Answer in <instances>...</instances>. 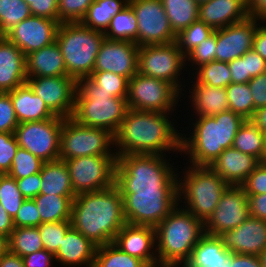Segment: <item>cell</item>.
<instances>
[{
	"instance_id": "obj_1",
	"label": "cell",
	"mask_w": 266,
	"mask_h": 267,
	"mask_svg": "<svg viewBox=\"0 0 266 267\" xmlns=\"http://www.w3.org/2000/svg\"><path fill=\"white\" fill-rule=\"evenodd\" d=\"M171 116L177 117L174 113L128 109L114 135L116 156L181 154L182 130H178L177 120Z\"/></svg>"
},
{
	"instance_id": "obj_6",
	"label": "cell",
	"mask_w": 266,
	"mask_h": 267,
	"mask_svg": "<svg viewBox=\"0 0 266 267\" xmlns=\"http://www.w3.org/2000/svg\"><path fill=\"white\" fill-rule=\"evenodd\" d=\"M182 163L183 169L177 167L182 170L177 171L179 205L205 223L229 185L209 166Z\"/></svg>"
},
{
	"instance_id": "obj_66",
	"label": "cell",
	"mask_w": 266,
	"mask_h": 267,
	"mask_svg": "<svg viewBox=\"0 0 266 267\" xmlns=\"http://www.w3.org/2000/svg\"><path fill=\"white\" fill-rule=\"evenodd\" d=\"M9 251V237L0 234V258Z\"/></svg>"
},
{
	"instance_id": "obj_68",
	"label": "cell",
	"mask_w": 266,
	"mask_h": 267,
	"mask_svg": "<svg viewBox=\"0 0 266 267\" xmlns=\"http://www.w3.org/2000/svg\"><path fill=\"white\" fill-rule=\"evenodd\" d=\"M261 163H265L266 164V142H265V151H264Z\"/></svg>"
},
{
	"instance_id": "obj_29",
	"label": "cell",
	"mask_w": 266,
	"mask_h": 267,
	"mask_svg": "<svg viewBox=\"0 0 266 267\" xmlns=\"http://www.w3.org/2000/svg\"><path fill=\"white\" fill-rule=\"evenodd\" d=\"M26 75L27 78L67 75L61 49L56 41L26 56Z\"/></svg>"
},
{
	"instance_id": "obj_42",
	"label": "cell",
	"mask_w": 266,
	"mask_h": 267,
	"mask_svg": "<svg viewBox=\"0 0 266 267\" xmlns=\"http://www.w3.org/2000/svg\"><path fill=\"white\" fill-rule=\"evenodd\" d=\"M214 29L206 25L201 20L194 21L188 28L176 35V43L178 48L186 57L193 49H195L202 41L206 40L214 33Z\"/></svg>"
},
{
	"instance_id": "obj_47",
	"label": "cell",
	"mask_w": 266,
	"mask_h": 267,
	"mask_svg": "<svg viewBox=\"0 0 266 267\" xmlns=\"http://www.w3.org/2000/svg\"><path fill=\"white\" fill-rule=\"evenodd\" d=\"M70 227V220L40 224L38 229L44 249L55 254L61 245L62 239L65 237L66 231Z\"/></svg>"
},
{
	"instance_id": "obj_10",
	"label": "cell",
	"mask_w": 266,
	"mask_h": 267,
	"mask_svg": "<svg viewBox=\"0 0 266 267\" xmlns=\"http://www.w3.org/2000/svg\"><path fill=\"white\" fill-rule=\"evenodd\" d=\"M185 69L186 57L176 42L139 47L138 73L164 80L172 84L181 94L183 91L188 92L184 86L187 84L185 80H188V77H186L187 79L183 78L188 74L184 73Z\"/></svg>"
},
{
	"instance_id": "obj_63",
	"label": "cell",
	"mask_w": 266,
	"mask_h": 267,
	"mask_svg": "<svg viewBox=\"0 0 266 267\" xmlns=\"http://www.w3.org/2000/svg\"><path fill=\"white\" fill-rule=\"evenodd\" d=\"M14 230L13 219L9 216L4 207L0 204V234L10 237Z\"/></svg>"
},
{
	"instance_id": "obj_28",
	"label": "cell",
	"mask_w": 266,
	"mask_h": 267,
	"mask_svg": "<svg viewBox=\"0 0 266 267\" xmlns=\"http://www.w3.org/2000/svg\"><path fill=\"white\" fill-rule=\"evenodd\" d=\"M231 263L232 252L224 247L221 239L205 233L182 267H231Z\"/></svg>"
},
{
	"instance_id": "obj_46",
	"label": "cell",
	"mask_w": 266,
	"mask_h": 267,
	"mask_svg": "<svg viewBox=\"0 0 266 267\" xmlns=\"http://www.w3.org/2000/svg\"><path fill=\"white\" fill-rule=\"evenodd\" d=\"M216 45L215 30L210 37L202 41L186 56V72L188 73V76H190V73L192 74L198 67L216 60ZM187 67L190 68L188 69Z\"/></svg>"
},
{
	"instance_id": "obj_38",
	"label": "cell",
	"mask_w": 266,
	"mask_h": 267,
	"mask_svg": "<svg viewBox=\"0 0 266 267\" xmlns=\"http://www.w3.org/2000/svg\"><path fill=\"white\" fill-rule=\"evenodd\" d=\"M44 249L38 227L14 228L9 237V251L20 257Z\"/></svg>"
},
{
	"instance_id": "obj_69",
	"label": "cell",
	"mask_w": 266,
	"mask_h": 267,
	"mask_svg": "<svg viewBox=\"0 0 266 267\" xmlns=\"http://www.w3.org/2000/svg\"><path fill=\"white\" fill-rule=\"evenodd\" d=\"M198 4L209 1V0H195Z\"/></svg>"
},
{
	"instance_id": "obj_50",
	"label": "cell",
	"mask_w": 266,
	"mask_h": 267,
	"mask_svg": "<svg viewBox=\"0 0 266 267\" xmlns=\"http://www.w3.org/2000/svg\"><path fill=\"white\" fill-rule=\"evenodd\" d=\"M14 228L38 227L41 224V217L34 199H25L13 219Z\"/></svg>"
},
{
	"instance_id": "obj_16",
	"label": "cell",
	"mask_w": 266,
	"mask_h": 267,
	"mask_svg": "<svg viewBox=\"0 0 266 267\" xmlns=\"http://www.w3.org/2000/svg\"><path fill=\"white\" fill-rule=\"evenodd\" d=\"M247 194L241 186H229L222 194L216 209L204 223L206 234L218 236L235 229L250 217Z\"/></svg>"
},
{
	"instance_id": "obj_53",
	"label": "cell",
	"mask_w": 266,
	"mask_h": 267,
	"mask_svg": "<svg viewBox=\"0 0 266 267\" xmlns=\"http://www.w3.org/2000/svg\"><path fill=\"white\" fill-rule=\"evenodd\" d=\"M34 16L46 17L58 21L57 0H24Z\"/></svg>"
},
{
	"instance_id": "obj_64",
	"label": "cell",
	"mask_w": 266,
	"mask_h": 267,
	"mask_svg": "<svg viewBox=\"0 0 266 267\" xmlns=\"http://www.w3.org/2000/svg\"><path fill=\"white\" fill-rule=\"evenodd\" d=\"M0 267H24L22 257L8 251L0 258Z\"/></svg>"
},
{
	"instance_id": "obj_7",
	"label": "cell",
	"mask_w": 266,
	"mask_h": 267,
	"mask_svg": "<svg viewBox=\"0 0 266 267\" xmlns=\"http://www.w3.org/2000/svg\"><path fill=\"white\" fill-rule=\"evenodd\" d=\"M127 99L99 90L89 77L77 81L72 118L82 125L118 132L128 110Z\"/></svg>"
},
{
	"instance_id": "obj_43",
	"label": "cell",
	"mask_w": 266,
	"mask_h": 267,
	"mask_svg": "<svg viewBox=\"0 0 266 267\" xmlns=\"http://www.w3.org/2000/svg\"><path fill=\"white\" fill-rule=\"evenodd\" d=\"M25 198L20 192L16 179L0 174V204L14 219Z\"/></svg>"
},
{
	"instance_id": "obj_54",
	"label": "cell",
	"mask_w": 266,
	"mask_h": 267,
	"mask_svg": "<svg viewBox=\"0 0 266 267\" xmlns=\"http://www.w3.org/2000/svg\"><path fill=\"white\" fill-rule=\"evenodd\" d=\"M248 85L252 93L255 113L257 108L266 106V72L252 77Z\"/></svg>"
},
{
	"instance_id": "obj_45",
	"label": "cell",
	"mask_w": 266,
	"mask_h": 267,
	"mask_svg": "<svg viewBox=\"0 0 266 267\" xmlns=\"http://www.w3.org/2000/svg\"><path fill=\"white\" fill-rule=\"evenodd\" d=\"M43 163L44 162L40 158L19 147L15 156L13 157L12 166L7 175L14 179L25 178L27 176L39 173Z\"/></svg>"
},
{
	"instance_id": "obj_19",
	"label": "cell",
	"mask_w": 266,
	"mask_h": 267,
	"mask_svg": "<svg viewBox=\"0 0 266 267\" xmlns=\"http://www.w3.org/2000/svg\"><path fill=\"white\" fill-rule=\"evenodd\" d=\"M138 50L134 42L104 38L93 71H109L130 80L138 72Z\"/></svg>"
},
{
	"instance_id": "obj_32",
	"label": "cell",
	"mask_w": 266,
	"mask_h": 267,
	"mask_svg": "<svg viewBox=\"0 0 266 267\" xmlns=\"http://www.w3.org/2000/svg\"><path fill=\"white\" fill-rule=\"evenodd\" d=\"M76 195L39 194L34 197L41 224L71 219L72 201Z\"/></svg>"
},
{
	"instance_id": "obj_36",
	"label": "cell",
	"mask_w": 266,
	"mask_h": 267,
	"mask_svg": "<svg viewBox=\"0 0 266 267\" xmlns=\"http://www.w3.org/2000/svg\"><path fill=\"white\" fill-rule=\"evenodd\" d=\"M135 12L128 4L111 19L110 25L104 33L110 40H126L137 44L138 24Z\"/></svg>"
},
{
	"instance_id": "obj_12",
	"label": "cell",
	"mask_w": 266,
	"mask_h": 267,
	"mask_svg": "<svg viewBox=\"0 0 266 267\" xmlns=\"http://www.w3.org/2000/svg\"><path fill=\"white\" fill-rule=\"evenodd\" d=\"M181 97L172 84L138 72L128 82L126 99L129 109L178 114L175 110L181 106L178 105Z\"/></svg>"
},
{
	"instance_id": "obj_44",
	"label": "cell",
	"mask_w": 266,
	"mask_h": 267,
	"mask_svg": "<svg viewBox=\"0 0 266 267\" xmlns=\"http://www.w3.org/2000/svg\"><path fill=\"white\" fill-rule=\"evenodd\" d=\"M89 78L100 91L111 93L113 97L127 98L129 80L126 77L109 71H93Z\"/></svg>"
},
{
	"instance_id": "obj_33",
	"label": "cell",
	"mask_w": 266,
	"mask_h": 267,
	"mask_svg": "<svg viewBox=\"0 0 266 267\" xmlns=\"http://www.w3.org/2000/svg\"><path fill=\"white\" fill-rule=\"evenodd\" d=\"M129 0H93L81 23L86 27L105 33L111 19L128 5Z\"/></svg>"
},
{
	"instance_id": "obj_30",
	"label": "cell",
	"mask_w": 266,
	"mask_h": 267,
	"mask_svg": "<svg viewBox=\"0 0 266 267\" xmlns=\"http://www.w3.org/2000/svg\"><path fill=\"white\" fill-rule=\"evenodd\" d=\"M8 93L19 124L28 121H43L56 116L27 83Z\"/></svg>"
},
{
	"instance_id": "obj_20",
	"label": "cell",
	"mask_w": 266,
	"mask_h": 267,
	"mask_svg": "<svg viewBox=\"0 0 266 267\" xmlns=\"http://www.w3.org/2000/svg\"><path fill=\"white\" fill-rule=\"evenodd\" d=\"M262 19H247L216 29V60L230 62L253 48L254 34Z\"/></svg>"
},
{
	"instance_id": "obj_24",
	"label": "cell",
	"mask_w": 266,
	"mask_h": 267,
	"mask_svg": "<svg viewBox=\"0 0 266 267\" xmlns=\"http://www.w3.org/2000/svg\"><path fill=\"white\" fill-rule=\"evenodd\" d=\"M97 245L74 227H70L54 254L61 267H93Z\"/></svg>"
},
{
	"instance_id": "obj_67",
	"label": "cell",
	"mask_w": 266,
	"mask_h": 267,
	"mask_svg": "<svg viewBox=\"0 0 266 267\" xmlns=\"http://www.w3.org/2000/svg\"><path fill=\"white\" fill-rule=\"evenodd\" d=\"M261 266L266 267V248L259 254Z\"/></svg>"
},
{
	"instance_id": "obj_56",
	"label": "cell",
	"mask_w": 266,
	"mask_h": 267,
	"mask_svg": "<svg viewBox=\"0 0 266 267\" xmlns=\"http://www.w3.org/2000/svg\"><path fill=\"white\" fill-rule=\"evenodd\" d=\"M24 267H53L55 261L54 254L45 249L33 252L22 257Z\"/></svg>"
},
{
	"instance_id": "obj_35",
	"label": "cell",
	"mask_w": 266,
	"mask_h": 267,
	"mask_svg": "<svg viewBox=\"0 0 266 267\" xmlns=\"http://www.w3.org/2000/svg\"><path fill=\"white\" fill-rule=\"evenodd\" d=\"M266 134L251 120H245L235 135L232 147L256 157L260 162L265 151Z\"/></svg>"
},
{
	"instance_id": "obj_57",
	"label": "cell",
	"mask_w": 266,
	"mask_h": 267,
	"mask_svg": "<svg viewBox=\"0 0 266 267\" xmlns=\"http://www.w3.org/2000/svg\"><path fill=\"white\" fill-rule=\"evenodd\" d=\"M232 83H248L251 76L247 73L246 58L242 55L228 62Z\"/></svg>"
},
{
	"instance_id": "obj_55",
	"label": "cell",
	"mask_w": 266,
	"mask_h": 267,
	"mask_svg": "<svg viewBox=\"0 0 266 267\" xmlns=\"http://www.w3.org/2000/svg\"><path fill=\"white\" fill-rule=\"evenodd\" d=\"M18 188L25 199H33L40 194L41 171L22 179H16Z\"/></svg>"
},
{
	"instance_id": "obj_25",
	"label": "cell",
	"mask_w": 266,
	"mask_h": 267,
	"mask_svg": "<svg viewBox=\"0 0 266 267\" xmlns=\"http://www.w3.org/2000/svg\"><path fill=\"white\" fill-rule=\"evenodd\" d=\"M187 84L185 85L189 90L190 95L187 97V93L182 94L186 96L185 98L189 99L190 109L187 107L186 112L189 110L191 116H213L221 112H226L229 110L227 92L225 88L221 87H210L206 84L197 83L195 80L191 81L190 76ZM193 83L190 84L189 83ZM189 86V88H188ZM191 86V87H190ZM193 86V87H192Z\"/></svg>"
},
{
	"instance_id": "obj_26",
	"label": "cell",
	"mask_w": 266,
	"mask_h": 267,
	"mask_svg": "<svg viewBox=\"0 0 266 267\" xmlns=\"http://www.w3.org/2000/svg\"><path fill=\"white\" fill-rule=\"evenodd\" d=\"M248 0H209L199 4L198 19L214 30L249 17Z\"/></svg>"
},
{
	"instance_id": "obj_11",
	"label": "cell",
	"mask_w": 266,
	"mask_h": 267,
	"mask_svg": "<svg viewBox=\"0 0 266 267\" xmlns=\"http://www.w3.org/2000/svg\"><path fill=\"white\" fill-rule=\"evenodd\" d=\"M127 224L156 227L179 204L178 189L121 193Z\"/></svg>"
},
{
	"instance_id": "obj_31",
	"label": "cell",
	"mask_w": 266,
	"mask_h": 267,
	"mask_svg": "<svg viewBox=\"0 0 266 267\" xmlns=\"http://www.w3.org/2000/svg\"><path fill=\"white\" fill-rule=\"evenodd\" d=\"M40 194L75 195L64 160L57 159L43 163Z\"/></svg>"
},
{
	"instance_id": "obj_22",
	"label": "cell",
	"mask_w": 266,
	"mask_h": 267,
	"mask_svg": "<svg viewBox=\"0 0 266 267\" xmlns=\"http://www.w3.org/2000/svg\"><path fill=\"white\" fill-rule=\"evenodd\" d=\"M113 244L130 256L143 260L149 267H158L155 227L125 224Z\"/></svg>"
},
{
	"instance_id": "obj_2",
	"label": "cell",
	"mask_w": 266,
	"mask_h": 267,
	"mask_svg": "<svg viewBox=\"0 0 266 267\" xmlns=\"http://www.w3.org/2000/svg\"><path fill=\"white\" fill-rule=\"evenodd\" d=\"M71 226L95 245L113 243L127 223L123 198L116 185L76 195L71 207Z\"/></svg>"
},
{
	"instance_id": "obj_18",
	"label": "cell",
	"mask_w": 266,
	"mask_h": 267,
	"mask_svg": "<svg viewBox=\"0 0 266 267\" xmlns=\"http://www.w3.org/2000/svg\"><path fill=\"white\" fill-rule=\"evenodd\" d=\"M60 22L31 15L14 26L5 37L25 56L56 41Z\"/></svg>"
},
{
	"instance_id": "obj_17",
	"label": "cell",
	"mask_w": 266,
	"mask_h": 267,
	"mask_svg": "<svg viewBox=\"0 0 266 267\" xmlns=\"http://www.w3.org/2000/svg\"><path fill=\"white\" fill-rule=\"evenodd\" d=\"M26 83L56 116L72 117L77 89V82L72 77H28Z\"/></svg>"
},
{
	"instance_id": "obj_37",
	"label": "cell",
	"mask_w": 266,
	"mask_h": 267,
	"mask_svg": "<svg viewBox=\"0 0 266 267\" xmlns=\"http://www.w3.org/2000/svg\"><path fill=\"white\" fill-rule=\"evenodd\" d=\"M93 267H149L143 260L121 251L113 243L97 246Z\"/></svg>"
},
{
	"instance_id": "obj_40",
	"label": "cell",
	"mask_w": 266,
	"mask_h": 267,
	"mask_svg": "<svg viewBox=\"0 0 266 267\" xmlns=\"http://www.w3.org/2000/svg\"><path fill=\"white\" fill-rule=\"evenodd\" d=\"M229 110L251 120L254 116V104L248 83H230L226 88Z\"/></svg>"
},
{
	"instance_id": "obj_52",
	"label": "cell",
	"mask_w": 266,
	"mask_h": 267,
	"mask_svg": "<svg viewBox=\"0 0 266 267\" xmlns=\"http://www.w3.org/2000/svg\"><path fill=\"white\" fill-rule=\"evenodd\" d=\"M241 187L245 190L247 195L266 193V164L260 162L247 176Z\"/></svg>"
},
{
	"instance_id": "obj_14",
	"label": "cell",
	"mask_w": 266,
	"mask_h": 267,
	"mask_svg": "<svg viewBox=\"0 0 266 267\" xmlns=\"http://www.w3.org/2000/svg\"><path fill=\"white\" fill-rule=\"evenodd\" d=\"M63 120V117L54 116L43 121L18 124L14 134L19 147L31 152L43 162L59 159Z\"/></svg>"
},
{
	"instance_id": "obj_27",
	"label": "cell",
	"mask_w": 266,
	"mask_h": 267,
	"mask_svg": "<svg viewBox=\"0 0 266 267\" xmlns=\"http://www.w3.org/2000/svg\"><path fill=\"white\" fill-rule=\"evenodd\" d=\"M26 56L5 36L0 37V92L8 93L25 84Z\"/></svg>"
},
{
	"instance_id": "obj_34",
	"label": "cell",
	"mask_w": 266,
	"mask_h": 267,
	"mask_svg": "<svg viewBox=\"0 0 266 267\" xmlns=\"http://www.w3.org/2000/svg\"><path fill=\"white\" fill-rule=\"evenodd\" d=\"M175 35L198 20L199 4L195 0H161Z\"/></svg>"
},
{
	"instance_id": "obj_62",
	"label": "cell",
	"mask_w": 266,
	"mask_h": 267,
	"mask_svg": "<svg viewBox=\"0 0 266 267\" xmlns=\"http://www.w3.org/2000/svg\"><path fill=\"white\" fill-rule=\"evenodd\" d=\"M248 12L251 17L266 20V0H248Z\"/></svg>"
},
{
	"instance_id": "obj_23",
	"label": "cell",
	"mask_w": 266,
	"mask_h": 267,
	"mask_svg": "<svg viewBox=\"0 0 266 267\" xmlns=\"http://www.w3.org/2000/svg\"><path fill=\"white\" fill-rule=\"evenodd\" d=\"M259 163L256 157L229 147L209 167L229 186H241Z\"/></svg>"
},
{
	"instance_id": "obj_41",
	"label": "cell",
	"mask_w": 266,
	"mask_h": 267,
	"mask_svg": "<svg viewBox=\"0 0 266 267\" xmlns=\"http://www.w3.org/2000/svg\"><path fill=\"white\" fill-rule=\"evenodd\" d=\"M31 15L29 5L24 0H0V36H5Z\"/></svg>"
},
{
	"instance_id": "obj_60",
	"label": "cell",
	"mask_w": 266,
	"mask_h": 267,
	"mask_svg": "<svg viewBox=\"0 0 266 267\" xmlns=\"http://www.w3.org/2000/svg\"><path fill=\"white\" fill-rule=\"evenodd\" d=\"M252 49L266 60V20H262L257 26Z\"/></svg>"
},
{
	"instance_id": "obj_65",
	"label": "cell",
	"mask_w": 266,
	"mask_h": 267,
	"mask_svg": "<svg viewBox=\"0 0 266 267\" xmlns=\"http://www.w3.org/2000/svg\"><path fill=\"white\" fill-rule=\"evenodd\" d=\"M251 121L266 134V106L257 108Z\"/></svg>"
},
{
	"instance_id": "obj_48",
	"label": "cell",
	"mask_w": 266,
	"mask_h": 267,
	"mask_svg": "<svg viewBox=\"0 0 266 267\" xmlns=\"http://www.w3.org/2000/svg\"><path fill=\"white\" fill-rule=\"evenodd\" d=\"M60 23L81 22L93 0H57Z\"/></svg>"
},
{
	"instance_id": "obj_59",
	"label": "cell",
	"mask_w": 266,
	"mask_h": 267,
	"mask_svg": "<svg viewBox=\"0 0 266 267\" xmlns=\"http://www.w3.org/2000/svg\"><path fill=\"white\" fill-rule=\"evenodd\" d=\"M251 217L266 221V193L247 195Z\"/></svg>"
},
{
	"instance_id": "obj_13",
	"label": "cell",
	"mask_w": 266,
	"mask_h": 267,
	"mask_svg": "<svg viewBox=\"0 0 266 267\" xmlns=\"http://www.w3.org/2000/svg\"><path fill=\"white\" fill-rule=\"evenodd\" d=\"M117 156H84L65 160L75 195L115 185Z\"/></svg>"
},
{
	"instance_id": "obj_61",
	"label": "cell",
	"mask_w": 266,
	"mask_h": 267,
	"mask_svg": "<svg viewBox=\"0 0 266 267\" xmlns=\"http://www.w3.org/2000/svg\"><path fill=\"white\" fill-rule=\"evenodd\" d=\"M231 267H262L259 256L235 254L232 252Z\"/></svg>"
},
{
	"instance_id": "obj_49",
	"label": "cell",
	"mask_w": 266,
	"mask_h": 267,
	"mask_svg": "<svg viewBox=\"0 0 266 267\" xmlns=\"http://www.w3.org/2000/svg\"><path fill=\"white\" fill-rule=\"evenodd\" d=\"M19 145L14 133L0 132V174H7Z\"/></svg>"
},
{
	"instance_id": "obj_3",
	"label": "cell",
	"mask_w": 266,
	"mask_h": 267,
	"mask_svg": "<svg viewBox=\"0 0 266 267\" xmlns=\"http://www.w3.org/2000/svg\"><path fill=\"white\" fill-rule=\"evenodd\" d=\"M189 119V127L185 126L186 130L182 127L180 156L188 161L187 165L193 166H209L224 149L232 147L236 133L245 122L242 116L230 110Z\"/></svg>"
},
{
	"instance_id": "obj_58",
	"label": "cell",
	"mask_w": 266,
	"mask_h": 267,
	"mask_svg": "<svg viewBox=\"0 0 266 267\" xmlns=\"http://www.w3.org/2000/svg\"><path fill=\"white\" fill-rule=\"evenodd\" d=\"M243 56L246 58L247 73L251 77L266 72V60L254 49L249 50Z\"/></svg>"
},
{
	"instance_id": "obj_15",
	"label": "cell",
	"mask_w": 266,
	"mask_h": 267,
	"mask_svg": "<svg viewBox=\"0 0 266 267\" xmlns=\"http://www.w3.org/2000/svg\"><path fill=\"white\" fill-rule=\"evenodd\" d=\"M128 4L135 12L138 32L137 45L169 44L176 41L165 14L161 0H129Z\"/></svg>"
},
{
	"instance_id": "obj_8",
	"label": "cell",
	"mask_w": 266,
	"mask_h": 267,
	"mask_svg": "<svg viewBox=\"0 0 266 267\" xmlns=\"http://www.w3.org/2000/svg\"><path fill=\"white\" fill-rule=\"evenodd\" d=\"M104 33L92 30L81 22L61 23L56 42L61 49L67 76L76 82L93 73Z\"/></svg>"
},
{
	"instance_id": "obj_5",
	"label": "cell",
	"mask_w": 266,
	"mask_h": 267,
	"mask_svg": "<svg viewBox=\"0 0 266 267\" xmlns=\"http://www.w3.org/2000/svg\"><path fill=\"white\" fill-rule=\"evenodd\" d=\"M204 234V223L178 204L155 227L158 267H182Z\"/></svg>"
},
{
	"instance_id": "obj_4",
	"label": "cell",
	"mask_w": 266,
	"mask_h": 267,
	"mask_svg": "<svg viewBox=\"0 0 266 267\" xmlns=\"http://www.w3.org/2000/svg\"><path fill=\"white\" fill-rule=\"evenodd\" d=\"M159 154H129L118 156L115 185L120 193L178 189V176L174 158ZM175 167H174V166Z\"/></svg>"
},
{
	"instance_id": "obj_21",
	"label": "cell",
	"mask_w": 266,
	"mask_h": 267,
	"mask_svg": "<svg viewBox=\"0 0 266 267\" xmlns=\"http://www.w3.org/2000/svg\"><path fill=\"white\" fill-rule=\"evenodd\" d=\"M224 247L235 254L259 256L266 248V221L249 217L235 229L218 235Z\"/></svg>"
},
{
	"instance_id": "obj_51",
	"label": "cell",
	"mask_w": 266,
	"mask_h": 267,
	"mask_svg": "<svg viewBox=\"0 0 266 267\" xmlns=\"http://www.w3.org/2000/svg\"><path fill=\"white\" fill-rule=\"evenodd\" d=\"M18 124L9 93L0 92V132L14 133Z\"/></svg>"
},
{
	"instance_id": "obj_9",
	"label": "cell",
	"mask_w": 266,
	"mask_h": 267,
	"mask_svg": "<svg viewBox=\"0 0 266 267\" xmlns=\"http://www.w3.org/2000/svg\"><path fill=\"white\" fill-rule=\"evenodd\" d=\"M115 137L109 130L82 125L64 118L60 133L59 159L116 155Z\"/></svg>"
},
{
	"instance_id": "obj_39",
	"label": "cell",
	"mask_w": 266,
	"mask_h": 267,
	"mask_svg": "<svg viewBox=\"0 0 266 267\" xmlns=\"http://www.w3.org/2000/svg\"><path fill=\"white\" fill-rule=\"evenodd\" d=\"M190 78L197 83L206 84L210 87L226 88L232 83L231 73L227 62L213 60L198 67Z\"/></svg>"
}]
</instances>
